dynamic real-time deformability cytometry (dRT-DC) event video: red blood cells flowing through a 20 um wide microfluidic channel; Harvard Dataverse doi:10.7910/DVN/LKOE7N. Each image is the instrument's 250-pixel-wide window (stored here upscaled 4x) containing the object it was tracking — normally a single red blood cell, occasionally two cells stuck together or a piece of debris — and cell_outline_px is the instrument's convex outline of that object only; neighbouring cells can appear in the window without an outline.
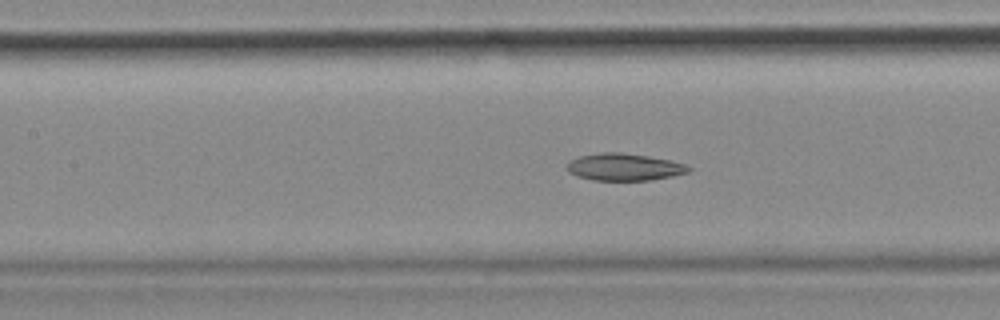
{"species": "common noctule bat (a hibernating species)", "species_latin": "Nyctalus noctula", "temperature_condition": "cold", "stored_images_in_passage": 53, "camera_frame_rate_fps": 3000, "um_per_image_px": 0.085, "animal": {"sex": "female", "body_mass_g": 18.4}, "frame": {"image": 1, "passage_image": 23, "time_ms": 7.333, "image_size_px": [1000, 320], "cell_outline_px": [[692, 168], [688, 172], [672, 176], [648, 180], [592, 180], [576, 176], [568, 172], [564, 168], [564, 164], [568, 160], [580, 156], [600, 152], [620, 152], [648, 156], [672, 160], [684, 164]], "centroid_in_image_um": [52.98, 14.19], "position_along_channel_um": 154.4, "area_um2": 19.48}}